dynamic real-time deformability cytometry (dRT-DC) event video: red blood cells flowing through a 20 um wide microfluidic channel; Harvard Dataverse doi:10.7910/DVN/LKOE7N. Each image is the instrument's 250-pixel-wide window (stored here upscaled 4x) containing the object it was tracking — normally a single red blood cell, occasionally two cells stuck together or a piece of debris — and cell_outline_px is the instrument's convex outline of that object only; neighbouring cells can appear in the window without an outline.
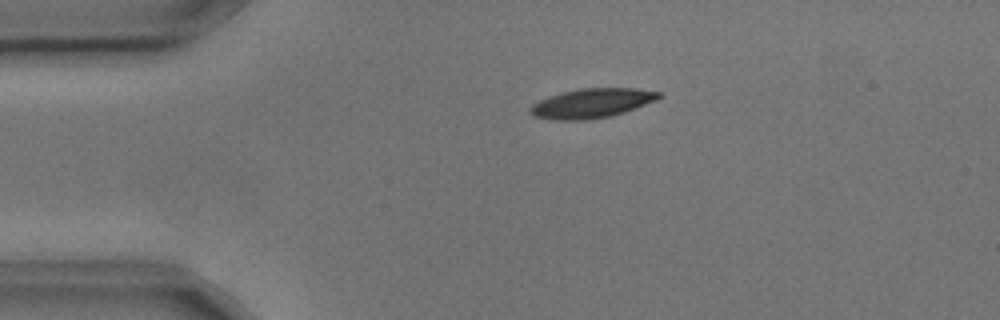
{"species": "common noctule bat (a hibernating species)", "species_latin": "Nyctalus noctula", "temperature_condition": "cold", "stored_images_in_passage": 3, "camera_frame_rate_fps": 3000, "um_per_image_px": 0.085, "animal": {"sex": "male", "body_mass_g": 17.9, "forearm_length_mm": 54.2}, "frame": {"image": 1, "passage_image": 2, "time_ms": 0.333, "image_size_px": [1000, 320], "cell_outline_px": [[664, 96], [656, 100], [624, 112], [608, 116], [584, 120], [556, 120], [536, 116], [528, 112], [528, 108], [532, 104], [548, 96], [580, 88], [636, 88], [660, 92]], "centroid_in_image_um": [50.3, 8.76], "position_along_channel_um": 34.7, "area_um2": 21.91}}